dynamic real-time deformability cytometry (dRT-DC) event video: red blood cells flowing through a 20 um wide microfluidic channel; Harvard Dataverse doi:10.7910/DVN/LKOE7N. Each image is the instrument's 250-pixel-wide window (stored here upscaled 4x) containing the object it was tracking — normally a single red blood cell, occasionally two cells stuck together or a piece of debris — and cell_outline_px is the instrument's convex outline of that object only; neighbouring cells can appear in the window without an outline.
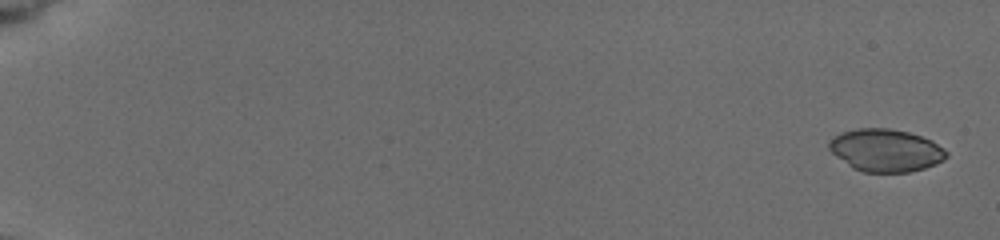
{"species": "common noctule bat (a hibernating species)", "species_latin": "Nyctalus noctula", "temperature_condition": "cold", "stored_images_in_passage": 8, "camera_frame_rate_fps": 3000, "um_per_image_px": 0.085, "animal": {"sex": "female", "body_mass_g": 19.5, "forearm_length_mm": 54.1}, "frame": {"image": 1, "passage_image": 1, "time_ms": 0.0, "image_size_px": [1000, 240], "cell_outline_px": [[948, 156], [944, 160], [936, 164], [924, 168], [908, 172], [864, 172], [852, 168], [836, 156], [828, 148], [828, 140], [832, 136], [840, 132], [856, 128], [888, 128], [908, 132], [932, 140], [944, 148], [948, 152]], "centroid_in_image_um": [75.27, 12.77], "position_along_channel_um": 9.7, "area_um2": 29.36}}
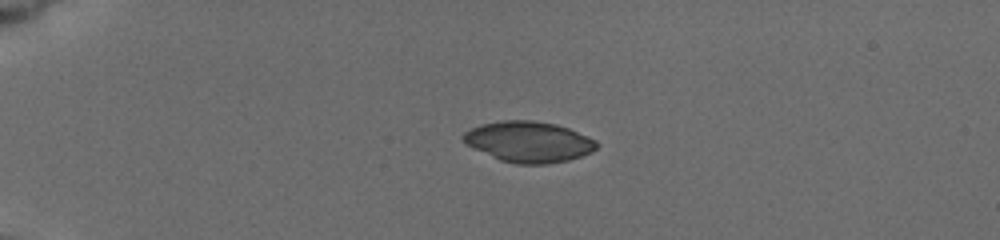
{"frame": {"image": 2, "passage_image": 5, "time_ms": 4.333, "image_size_px": [1000, 240], "cell_outline_px": [[600, 144], [592, 152], [568, 160], [544, 164], [516, 164], [500, 160], [464, 144], [460, 136], [464, 132], [480, 124], [504, 120], [532, 120], [556, 124], [568, 128], [588, 136], [596, 140]], "centroid_in_image_um": [44.92, 12.05], "position_along_channel_um": 40.1, "area_um2": 31.85}}